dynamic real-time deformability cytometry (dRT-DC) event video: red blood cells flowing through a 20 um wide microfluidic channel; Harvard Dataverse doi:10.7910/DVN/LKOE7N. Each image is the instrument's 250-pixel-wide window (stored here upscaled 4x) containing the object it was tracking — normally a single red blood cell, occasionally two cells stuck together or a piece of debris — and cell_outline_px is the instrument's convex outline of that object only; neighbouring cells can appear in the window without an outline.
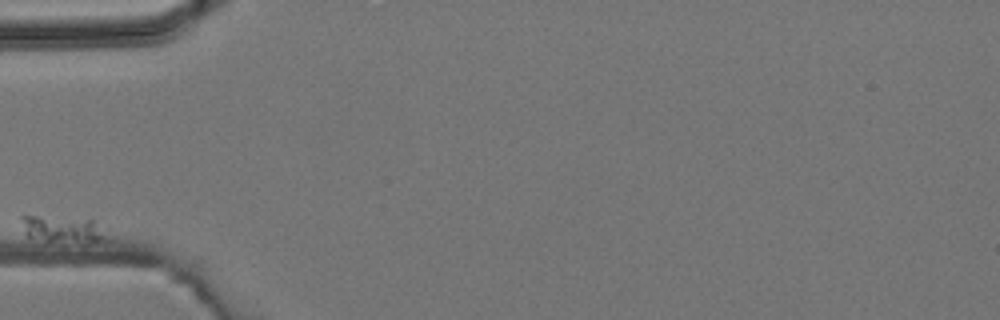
{"species": "common noctule bat (a hibernating species)", "species_latin": "Nyctalus noctula", "temperature_condition": "room temperature", "stored_images_in_passage": 3, "camera_frame_rate_fps": 3000, "um_per_image_px": 0.085, "animal": {"sex": "male", "body_mass_g": 19.2, "forearm_length_mm": 51.8}, "frame": {"image": 1, "passage_image": 1, "time_ms": 0.0, "image_size_px": [1000, 320], "cell_outline_px": [[116, 236], [112, 240], [44, 240], [24, 236], [20, 216], [88, 216], [96, 220]], "centroid_in_image_um": [5.5, 19.41], "position_along_channel_um": 79.5, "area_um2": 14.05}}
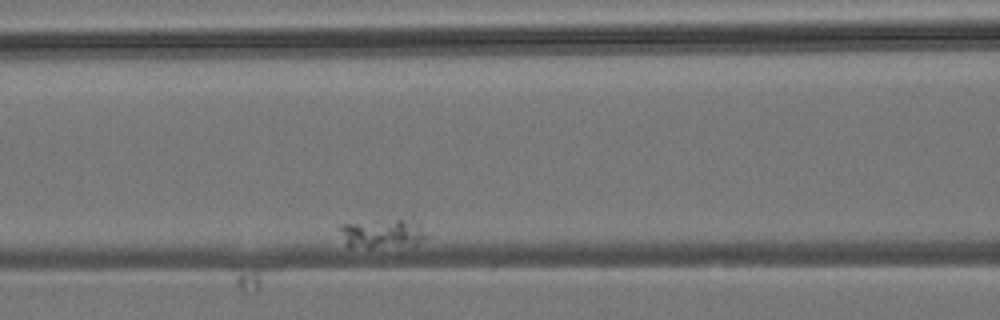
{"frame": {"image": 2, "passage_image": 3, "time_ms": 2.667, "image_size_px": [1000, 320], "cell_outline_px": [[428, 236], [416, 244], [372, 248], [348, 248], [336, 224], [412, 216], [420, 224]], "centroid_in_image_um": [32.5, 19.79], "position_along_channel_um": 134.1, "area_um2": 15.66}}